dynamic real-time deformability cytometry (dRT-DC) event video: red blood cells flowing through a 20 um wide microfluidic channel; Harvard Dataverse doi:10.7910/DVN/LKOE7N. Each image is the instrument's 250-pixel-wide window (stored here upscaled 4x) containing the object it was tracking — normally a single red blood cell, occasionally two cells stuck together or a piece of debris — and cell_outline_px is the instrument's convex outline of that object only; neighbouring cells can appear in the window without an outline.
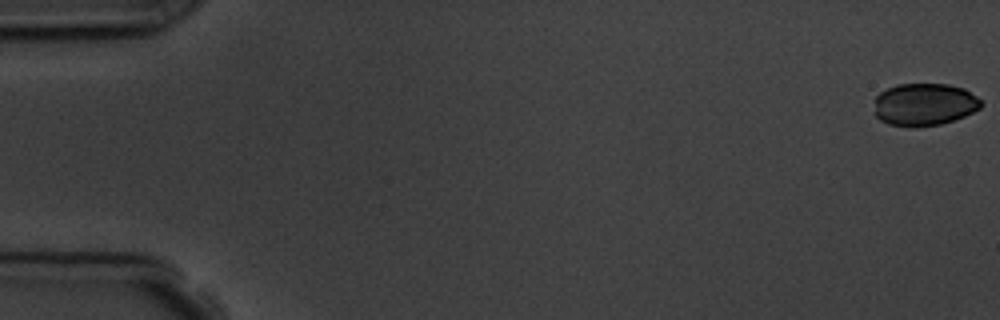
{"species": "common noctule bat (a hibernating species)", "species_latin": "Nyctalus noctula", "temperature_condition": "room temperature", "stored_images_in_passage": 11, "camera_frame_rate_fps": 3000, "um_per_image_px": 0.085, "animal": {"sex": "male", "body_mass_g": 19.5, "forearm_length_mm": 54.6}, "frame": {"image": 1, "passage_image": 1, "time_ms": 0.0, "image_size_px": [1000, 320], "cell_outline_px": [[984, 104], [980, 108], [964, 116], [940, 124], [912, 128], [908, 128], [888, 124], [880, 120], [876, 116], [876, 96], [880, 92], [896, 84], [948, 84], [964, 88], [976, 96]], "centroid_in_image_um": [78.57, 8.88], "position_along_channel_um": 6.4, "area_um2": 26.53}}
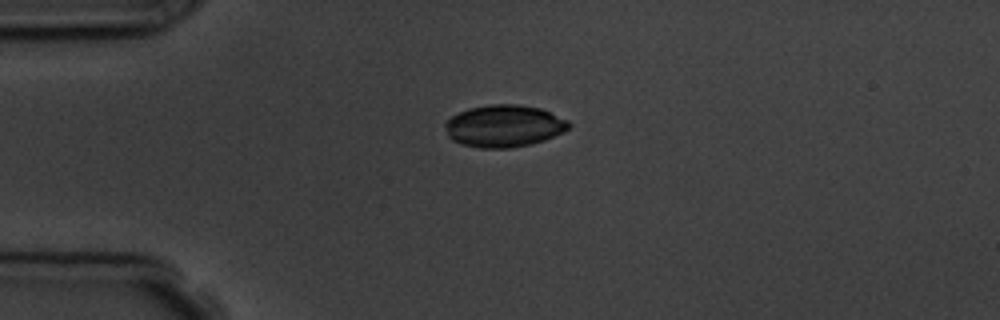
{"frame": {"image": 2, "passage_image": 4, "time_ms": 4.333, "image_size_px": [1000, 320], "cell_outline_px": [[572, 124], [564, 132], [544, 140], [512, 148], [480, 148], [460, 144], [452, 140], [448, 136], [444, 124], [452, 116], [468, 108], [488, 104], [520, 104], [540, 108], [568, 120]], "centroid_in_image_um": [42.84, 10.7], "position_along_channel_um": 42.2, "area_um2": 30.46}}
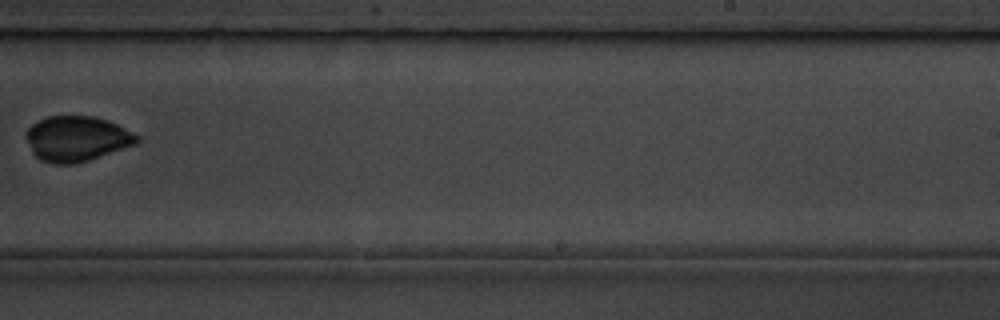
{"frame": {"image": 3, "passage_image": 10, "time_ms": 11.333, "image_size_px": [1000, 320], "cell_outline_px": [[140, 140], [136, 144], [76, 164], [52, 164], [40, 160], [32, 152], [24, 132], [32, 124], [48, 116], [92, 116], [108, 120], [140, 136]], "centroid_in_image_um": [6.51, 11.79], "position_along_channel_um": 282.5, "area_um2": 29.19}}